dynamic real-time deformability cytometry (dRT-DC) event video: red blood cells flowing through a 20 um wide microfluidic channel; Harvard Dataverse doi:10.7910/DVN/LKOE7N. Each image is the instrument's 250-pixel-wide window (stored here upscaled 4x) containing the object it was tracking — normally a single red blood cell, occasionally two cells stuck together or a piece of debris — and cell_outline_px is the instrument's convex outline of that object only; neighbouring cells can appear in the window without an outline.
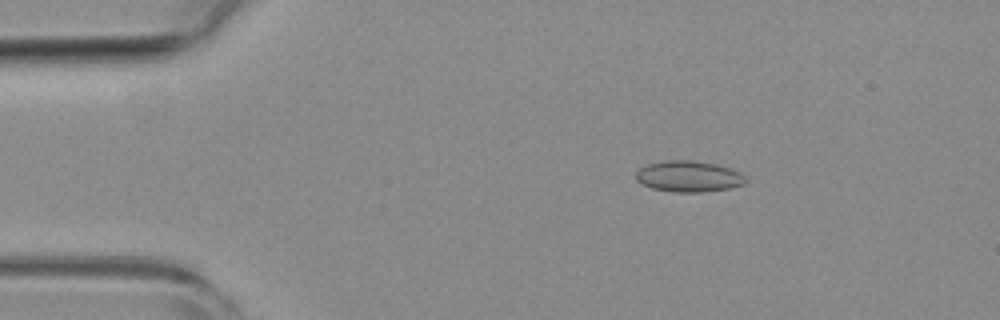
{"species": "common noctule bat (a hibernating species)", "species_latin": "Nyctalus noctula", "temperature_condition": "room temperature", "stored_images_in_passage": 54, "camera_frame_rate_fps": 3000, "um_per_image_px": 0.085, "animal": {"sex": "female", "body_mass_g": 19.3, "forearm_length_mm": 54.1}, "frame": {"image": 1, "passage_image": 9, "time_ms": 2.667, "image_size_px": [1000, 320], "cell_outline_px": [[748, 180], [744, 184], [728, 188], [704, 192], [676, 192], [652, 188], [636, 180], [636, 172], [640, 168], [648, 164], [664, 160], [692, 160], [716, 164], [740, 172]], "centroid_in_image_um": [58.54, 14.99], "position_along_channel_um": 26.5, "area_um2": 19.77}}
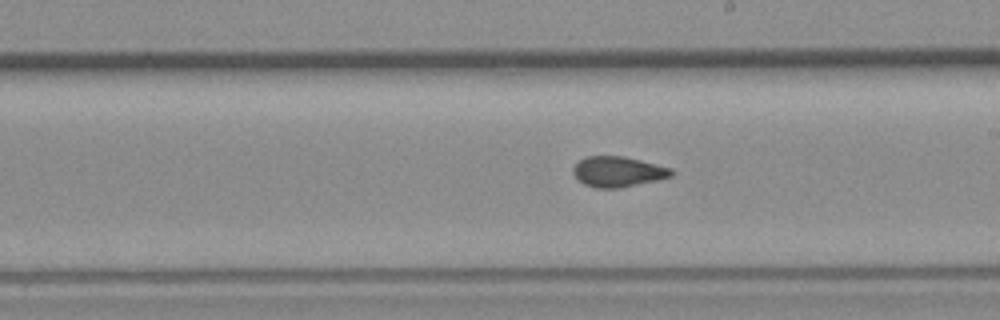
{"frame": {"image": 2, "passage_image": 30, "time_ms": 9.667, "image_size_px": [1000, 320], "cell_outline_px": [[676, 172], [672, 176], [656, 180], [620, 188], [596, 188], [584, 184], [572, 172], [572, 168], [580, 160], [588, 156], [624, 156], [672, 168]], "centroid_in_image_um": [52.55, 14.59], "position_along_channel_um": 236.5, "area_um2": 17.34}}
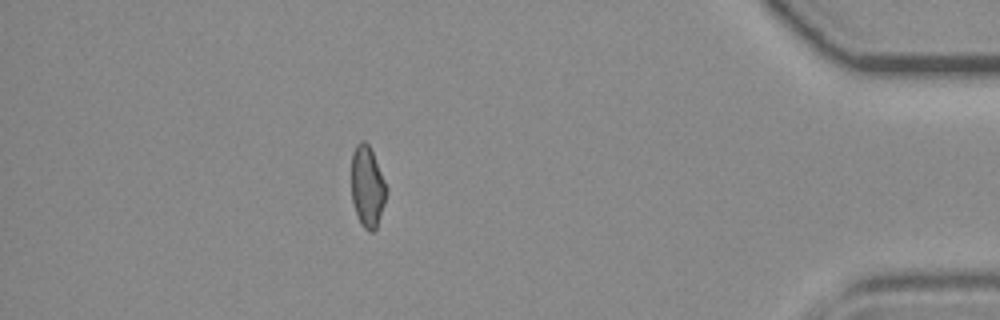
{"frame": {"image": 3, "passage_image": 47, "time_ms": 15.333, "image_size_px": [1000, 320], "cell_outline_px": [[388, 192], [376, 228], [372, 232], [368, 232], [364, 228], [356, 212], [352, 200], [352, 152], [356, 144], [360, 140], [364, 140], [368, 144], [372, 152], [388, 188]], "centroid_in_image_um": [31.23, 15.84], "position_along_channel_um": 404.0, "area_um2": 16.42}, "authors_computed_cell_mechanics": {"area_um2": 17.5134, "velocity_mm_per_s": 3.8518, "shape_relaxation_time_tau1_ms": null, "shape_relaxation_time_tau2_ms": 2.839, "deformation_change_tau1": null, "deformation_change_tau2": 0.0639}}